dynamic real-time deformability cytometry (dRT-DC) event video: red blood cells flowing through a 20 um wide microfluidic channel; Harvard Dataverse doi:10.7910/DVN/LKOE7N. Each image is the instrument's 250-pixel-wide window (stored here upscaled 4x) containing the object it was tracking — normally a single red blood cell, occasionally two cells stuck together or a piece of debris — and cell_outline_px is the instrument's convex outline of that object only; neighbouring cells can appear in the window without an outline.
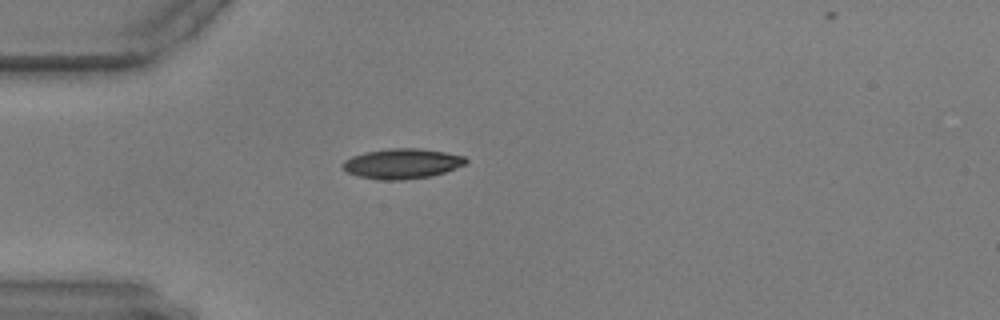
{"species": "common noctule bat (a hibernating species)", "species_latin": "Nyctalus noctula", "temperature_condition": "warm", "stored_images_in_passage": 42, "camera_frame_rate_fps": 3000, "um_per_image_px": 0.085, "animal": {"sex": "male", "body_mass_g": 17.9, "forearm_length_mm": 54.2}, "frame": {"image": 1, "passage_image": 1, "time_ms": 0.0, "image_size_px": [1000, 320], "cell_outline_px": [[468, 160], [464, 164], [456, 168], [432, 176], [404, 180], [376, 180], [360, 176], [348, 172], [340, 164], [344, 160], [352, 156], [364, 152], [388, 148], [420, 148], [444, 152], [464, 156]], "centroid_in_image_um": [34.16, 13.91], "position_along_channel_um": 50.8, "area_um2": 21.68}}
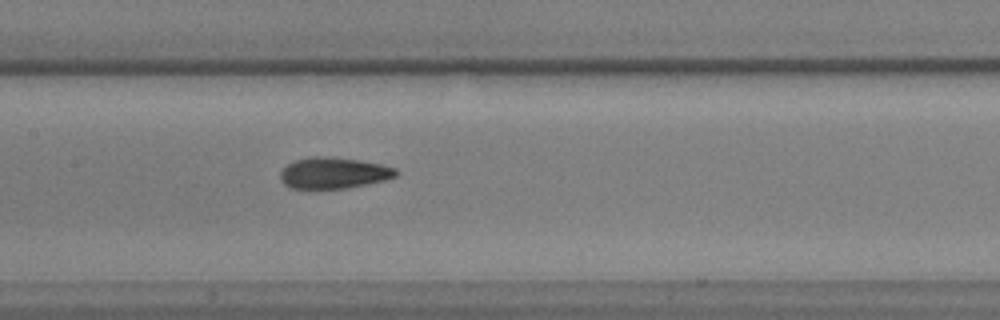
{"frame": {"image": 2, "passage_image": 13, "time_ms": 4.0, "image_size_px": [1000, 320], "cell_outline_px": [[400, 172], [396, 176], [384, 180], [348, 188], [288, 188], [280, 180], [280, 172], [288, 164], [296, 160], [316, 156], [328, 156], [360, 160], [384, 164], [396, 168]], "centroid_in_image_um": [28.39, 14.7], "position_along_channel_um": 179.0, "area_um2": 21.1}}
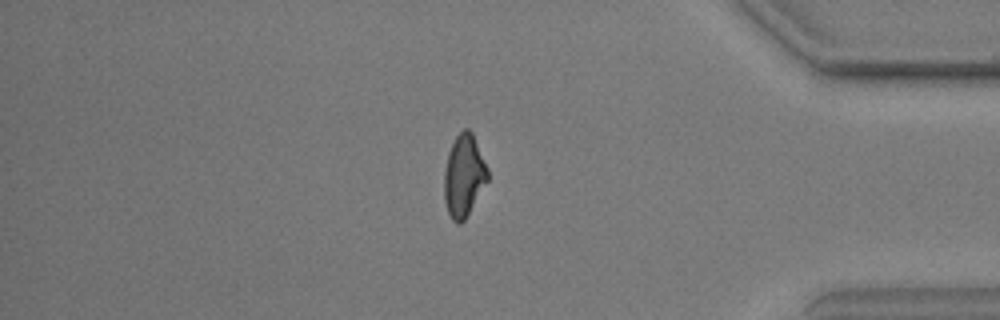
{"frame": {"image": 3, "passage_image": 34, "time_ms": 11.0, "image_size_px": [1000, 320], "cell_outline_px": [[488, 180], [464, 220], [460, 224], [456, 224], [452, 220], [448, 212], [444, 200], [444, 172], [448, 152], [456, 136], [464, 128], [468, 128], [472, 132], [488, 168]], "centroid_in_image_um": [39.42, 14.93], "position_along_channel_um": 395.8, "area_um2": 20.75}}